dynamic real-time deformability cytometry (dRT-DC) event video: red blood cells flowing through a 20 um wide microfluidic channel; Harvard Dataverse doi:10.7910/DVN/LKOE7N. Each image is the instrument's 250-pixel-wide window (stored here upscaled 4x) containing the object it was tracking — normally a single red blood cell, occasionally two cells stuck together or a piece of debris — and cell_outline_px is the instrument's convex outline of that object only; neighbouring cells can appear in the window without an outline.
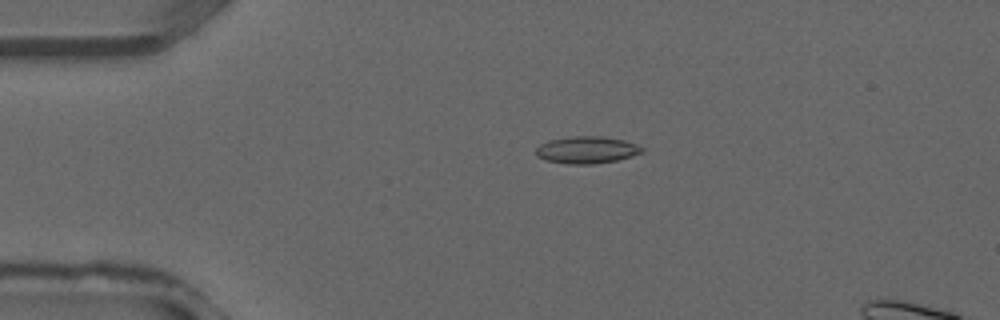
{"species": "common noctule bat (a hibernating species)", "species_latin": "Nyctalus noctula", "temperature_condition": "warm", "stored_images_in_passage": 35, "camera_frame_rate_fps": 3000, "um_per_image_px": 0.085, "animal": {"sex": "male", "forearm_length_mm": 52.5}, "frame": {"image": 1, "passage_image": 8, "time_ms": 2.333, "image_size_px": [1000, 320], "cell_outline_px": [[644, 152], [632, 156], [616, 160], [592, 164], [568, 164], [548, 160], [536, 156], [536, 148], [540, 144], [548, 140], [572, 136], [600, 136], [624, 140], [636, 144], [644, 148]], "centroid_in_image_um": [49.88, 12.73], "position_along_channel_um": 35.1, "area_um2": 16.7}}
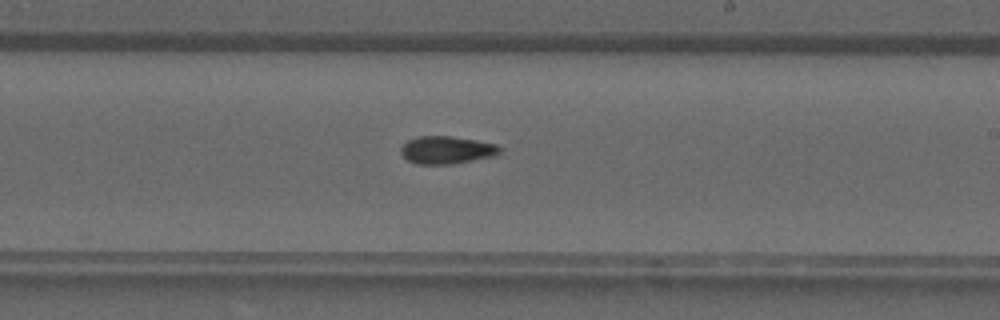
{"frame": {"image": 2, "passage_image": 22, "time_ms": 7.0, "image_size_px": [1000, 320], "cell_outline_px": [[500, 152], [496, 156], [452, 164], [416, 164], [408, 160], [400, 152], [400, 148], [408, 140], [416, 136], [452, 136], [476, 140], [496, 144], [500, 148]], "centroid_in_image_um": [37.96, 12.75], "position_along_channel_um": 251.0, "area_um2": 16.01}}
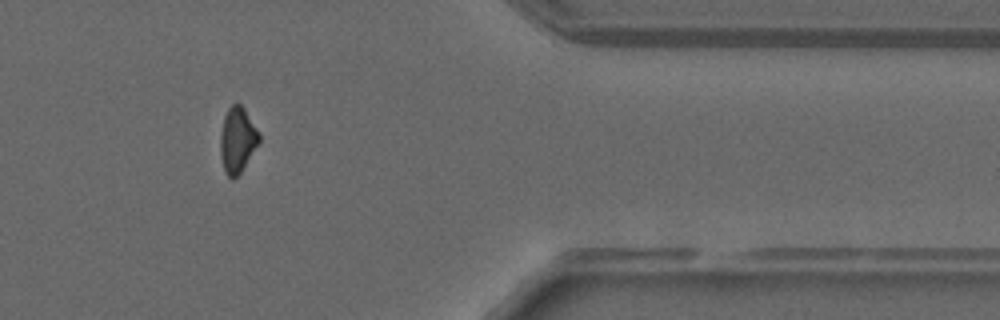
{"frame": {"image": 3, "passage_image": 31, "time_ms": 10.0, "image_size_px": [1000, 320], "cell_outline_px": [[260, 140], [240, 172], [236, 176], [228, 176], [224, 172], [220, 156], [220, 136], [224, 116], [228, 108], [232, 104], [240, 104], [244, 108], [260, 132]], "centroid_in_image_um": [20.17, 11.86], "position_along_channel_um": 391.2, "area_um2": 14.62}}